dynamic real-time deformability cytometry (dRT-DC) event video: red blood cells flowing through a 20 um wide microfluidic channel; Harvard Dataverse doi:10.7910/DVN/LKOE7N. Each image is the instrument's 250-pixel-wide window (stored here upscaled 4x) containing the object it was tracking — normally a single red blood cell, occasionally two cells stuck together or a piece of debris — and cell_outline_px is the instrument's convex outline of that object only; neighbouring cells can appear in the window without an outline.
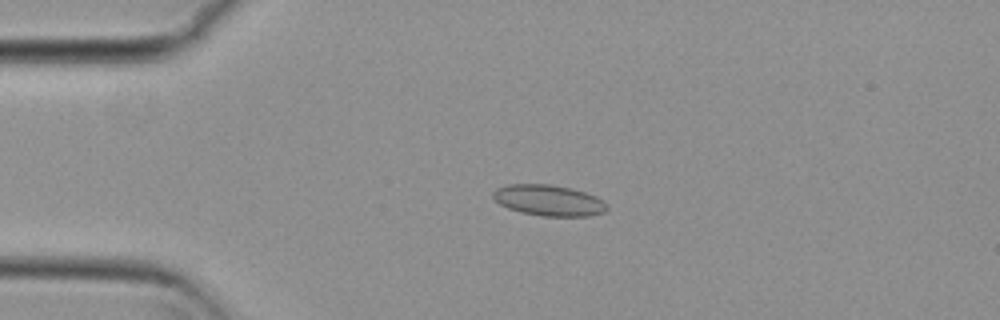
{"species": "common noctule bat (a hibernating species)", "species_latin": "Nyctalus noctula", "temperature_condition": "cold", "stored_images_in_passage": 55, "camera_frame_rate_fps": 3000, "um_per_image_px": 0.085, "animal": {"sex": "female", "body_mass_g": 29.2, "forearm_length_mm": 56.3}, "frame": {"image": 1, "passage_image": 13, "time_ms": 4.0, "image_size_px": [1000, 320], "cell_outline_px": [[608, 208], [604, 212], [588, 216], [544, 216], [520, 212], [508, 208], [500, 204], [492, 196], [492, 192], [496, 188], [508, 184], [548, 184], [572, 188], [596, 196], [604, 200], [608, 204]], "centroid_in_image_um": [46.65, 17.02], "position_along_channel_um": 38.3, "area_um2": 20.63}}
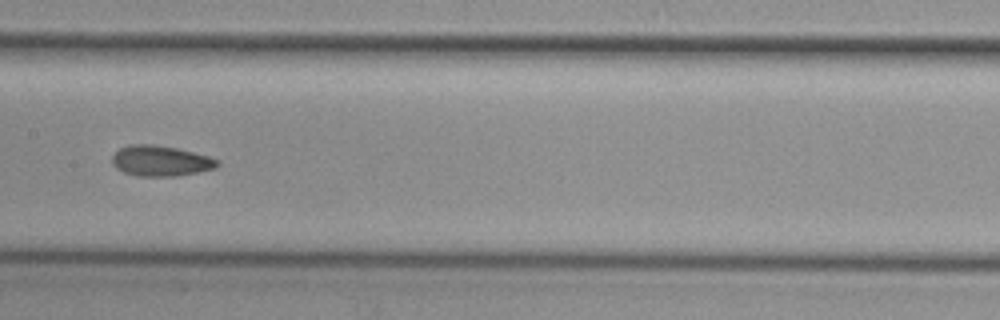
{"frame": {"image": 2, "passage_image": 28, "time_ms": 9.0, "image_size_px": [1000, 320], "cell_outline_px": [[220, 164], [216, 168], [176, 176], [136, 176], [124, 172], [116, 168], [112, 164], [112, 156], [120, 148], [132, 144], [152, 144], [176, 148], [208, 156], [220, 160]], "centroid_in_image_um": [13.65, 13.68], "position_along_channel_um": 193.8, "area_um2": 18.67}}
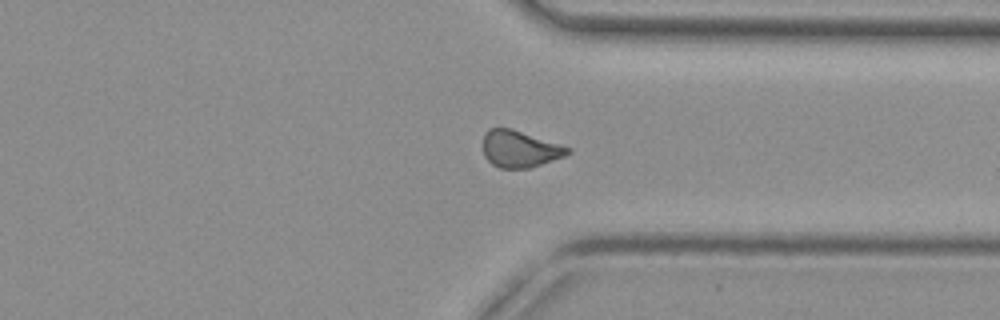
{"frame": {"image": 3, "passage_image": 42, "time_ms": 13.667, "image_size_px": [1000, 320], "cell_outline_px": [[572, 152], [564, 156], [528, 168], [500, 168], [492, 164], [484, 156], [484, 132], [488, 128], [512, 128], [572, 148]], "centroid_in_image_um": [44.18, 12.65], "position_along_channel_um": 367.2, "area_um2": 18.09}, "authors_computed_cell_mechanics": {"area_um2": 18.496, "velocity_mm_per_s": 3.7332, "shape_relaxation_time_tau1_ms": null, "shape_relaxation_time_tau2_ms": 3.695, "deformation_change_tau1": null, "deformation_change_tau2": 0.0809}}